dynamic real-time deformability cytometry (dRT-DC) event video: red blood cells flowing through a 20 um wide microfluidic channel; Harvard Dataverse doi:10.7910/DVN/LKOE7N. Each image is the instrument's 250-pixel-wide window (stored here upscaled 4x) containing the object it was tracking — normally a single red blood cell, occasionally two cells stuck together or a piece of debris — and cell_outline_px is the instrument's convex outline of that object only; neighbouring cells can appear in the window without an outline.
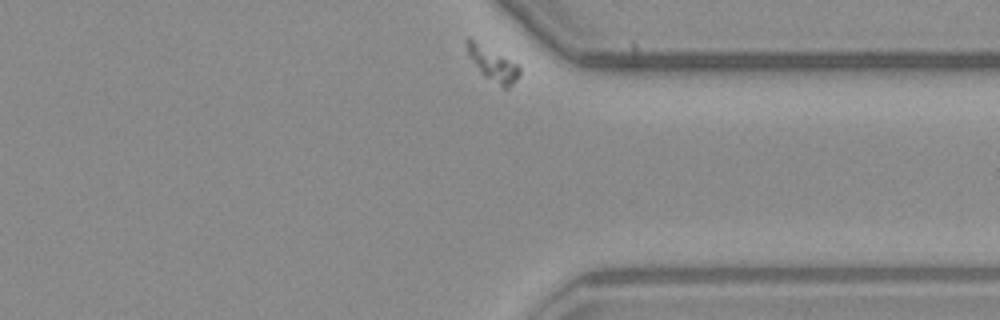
{"species": "common noctule bat (a hibernating species)", "species_latin": "Nyctalus noctula", "temperature_condition": "warm", "stored_images_in_passage": 34, "camera_frame_rate_fps": 3000, "um_per_image_px": 0.085, "animal": {"sex": "male", "body_mass_g": 23.1, "forearm_length_mm": 52.7}, "frame": {"image": 1, "passage_image": 34, "time_ms": 11.0, "image_size_px": [1000, 320], "cell_outline_px": [[520, 76], [508, 88], [504, 88], [484, 76], [480, 72], [468, 56], [464, 44], [464, 40], [468, 36], [516, 64], [520, 68]], "centroid_in_image_um": [41.82, 5.42], "position_along_channel_um": 369.6, "area_um2": 10.29}}